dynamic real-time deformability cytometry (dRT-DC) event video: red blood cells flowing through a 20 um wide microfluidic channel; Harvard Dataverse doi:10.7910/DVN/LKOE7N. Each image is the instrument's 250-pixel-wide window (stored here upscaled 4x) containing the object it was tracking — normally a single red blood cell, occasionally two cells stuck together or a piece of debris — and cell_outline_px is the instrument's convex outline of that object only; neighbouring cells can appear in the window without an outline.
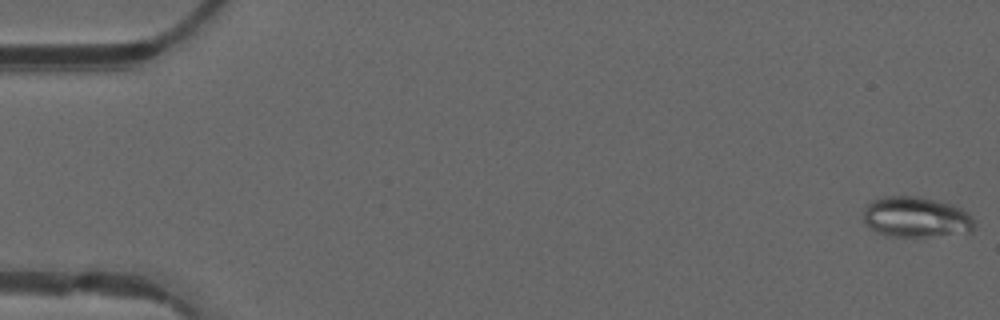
{"species": "common noctule bat (a hibernating species)", "species_latin": "Nyctalus noctula", "temperature_condition": "warm", "stored_images_in_passage": 50, "camera_frame_rate_fps": 3000, "um_per_image_px": 0.085, "animal": {"sex": "male", "forearm_length_mm": 52.5}, "frame": {"image": 1, "passage_image": 1, "time_ms": 0.0, "image_size_px": [1000, 320], "cell_outline_px": [[976, 228], [972, 232], [928, 236], [884, 236], [872, 228], [864, 220], [864, 208], [872, 200], [884, 196], [920, 196], [952, 204], [968, 212], [972, 216]], "centroid_in_image_um": [77.9, 18.44], "position_along_channel_um": 7.1, "area_um2": 26.3}}
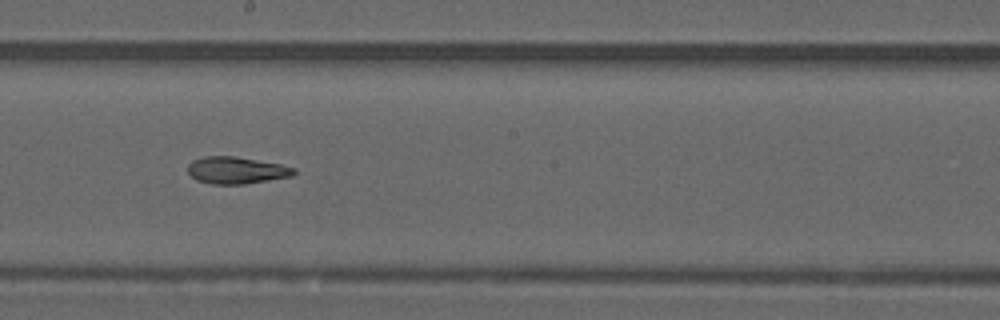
{"frame": {"image": 2, "passage_image": 28, "time_ms": 9.0, "image_size_px": [1000, 320], "cell_outline_px": [[296, 172], [292, 176], [244, 184], [212, 184], [196, 180], [188, 172], [188, 164], [192, 160], [204, 156], [232, 156], [280, 164], [296, 168]], "centroid_in_image_um": [20.07, 14.47], "position_along_channel_um": 228.1, "area_um2": 16.59}}
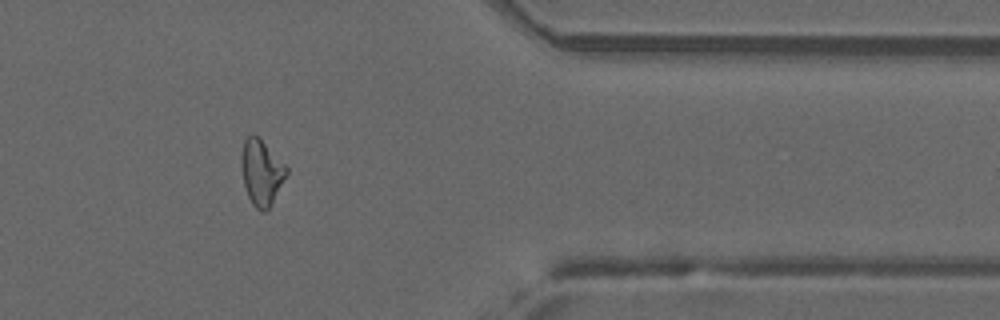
{"frame": {"image": 3, "passage_image": 41, "time_ms": 13.333, "image_size_px": [1000, 320], "cell_outline_px": [[288, 172], [268, 208], [264, 212], [260, 212], [252, 204], [248, 196], [244, 184], [240, 164], [240, 156], [244, 140], [252, 132], [260, 136], [288, 168]], "centroid_in_image_um": [22.19, 14.58], "position_along_channel_um": 389.2, "area_um2": 17.34}, "authors_computed_cell_mechanics": {"area_um2": 17.9469, "velocity_mm_per_s": 4.1618, "shape_relaxation_time_tau1_ms": null, "shape_relaxation_time_tau2_ms": 5.715, "deformation_change_tau1": null, "deformation_change_tau2": 0.1273}}